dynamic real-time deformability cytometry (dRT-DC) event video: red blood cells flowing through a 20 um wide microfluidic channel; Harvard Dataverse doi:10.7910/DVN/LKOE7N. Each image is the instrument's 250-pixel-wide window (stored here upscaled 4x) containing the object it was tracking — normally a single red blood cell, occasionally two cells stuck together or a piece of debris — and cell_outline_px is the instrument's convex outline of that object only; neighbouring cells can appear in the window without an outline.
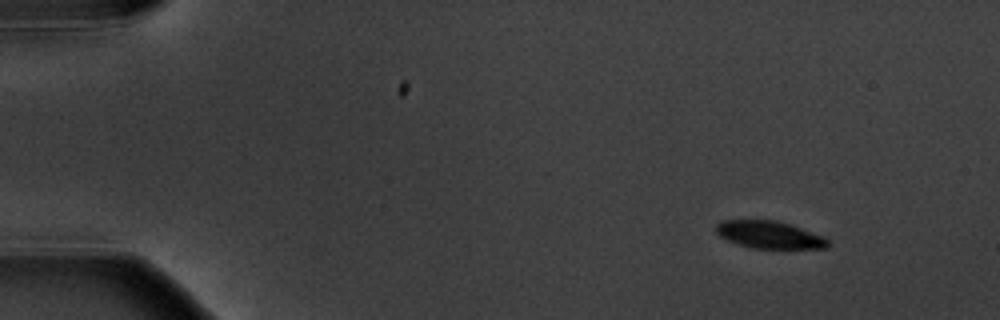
{"species": "common noctule bat (a hibernating species)", "species_latin": "Nyctalus noctula", "temperature_condition": "warm", "stored_images_in_passage": 4, "camera_frame_rate_fps": 3000, "um_per_image_px": 0.085, "animal": {"sex": "male", "body_mass_g": 20.1, "forearm_length_mm": 53.5}, "frame": {"image": 1, "passage_image": 1, "time_ms": 0.0, "image_size_px": [1000, 320], "cell_outline_px": [[828, 248], [752, 248], [728, 240], [720, 236], [716, 232], [716, 224], [720, 220], [776, 220], [824, 236], [828, 240]], "centroid_in_image_um": [65.38, 19.95], "position_along_channel_um": 19.6, "area_um2": 17.63}}
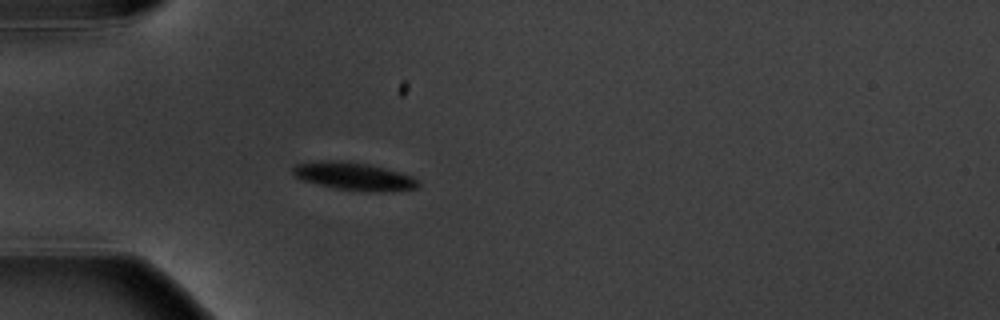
{"frame": {"image": 2, "passage_image": 4, "time_ms": 3.667, "image_size_px": [1000, 320], "cell_outline_px": [[420, 184], [416, 188], [392, 192], [368, 192], [336, 188], [300, 180], [292, 172], [292, 168], [296, 164], [320, 160], [340, 160], [368, 164], [400, 172], [412, 176], [420, 180]], "centroid_in_image_um": [30.11, 14.99], "position_along_channel_um": 54.9, "area_um2": 20.58}}